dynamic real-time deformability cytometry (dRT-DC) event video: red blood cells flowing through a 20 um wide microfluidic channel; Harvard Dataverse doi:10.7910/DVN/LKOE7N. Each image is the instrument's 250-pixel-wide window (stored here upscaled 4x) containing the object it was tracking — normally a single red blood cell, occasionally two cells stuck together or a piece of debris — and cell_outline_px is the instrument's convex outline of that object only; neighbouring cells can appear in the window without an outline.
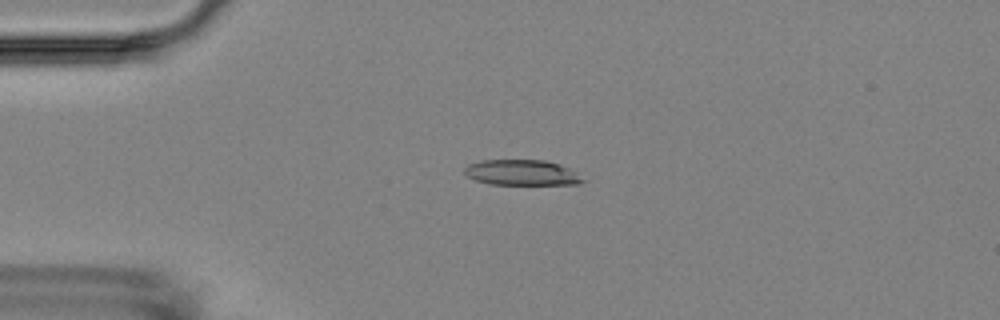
{"species": "Egyptian fruit bat (a non-hibernating species)", "species_latin": "Rousettus aegyptiacus", "temperature_condition": "room temperature", "stored_images_in_passage": 6, "camera_frame_rate_fps": 3000, "um_per_image_px": 0.085, "animal": {"sex": "female"}, "frame": {"image": 1, "passage_image": 4, "time_ms": 3.333, "image_size_px": [1000, 320], "cell_outline_px": [[588, 180], [580, 184], [488, 184], [476, 180], [468, 176], [464, 172], [464, 168], [468, 164], [480, 160], [544, 160], [568, 168]], "centroid_in_image_um": [44.35, 14.67], "position_along_channel_um": 40.7, "area_um2": 17.51}}